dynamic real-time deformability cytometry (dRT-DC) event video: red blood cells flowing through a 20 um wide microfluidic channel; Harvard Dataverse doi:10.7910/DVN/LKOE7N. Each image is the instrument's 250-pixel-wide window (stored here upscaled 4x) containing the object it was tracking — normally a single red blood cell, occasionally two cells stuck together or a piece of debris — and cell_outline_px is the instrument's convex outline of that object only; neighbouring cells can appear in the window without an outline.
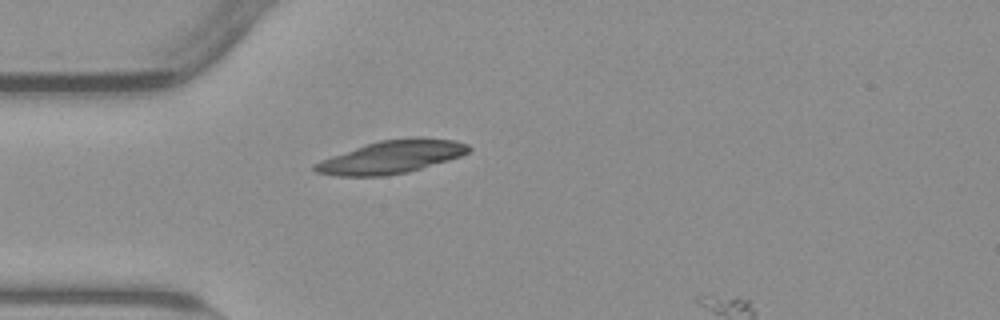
{"species": "common noctule bat (a hibernating species)", "species_latin": "Nyctalus noctula", "temperature_condition": "warm", "stored_images_in_passage": 35, "camera_frame_rate_fps": 3000, "um_per_image_px": 0.085, "animal": {"sex": "male", "body_mass_g": 23.1, "forearm_length_mm": 52.7}, "frame": {"image": 1, "passage_image": 1, "time_ms": 0.0, "image_size_px": [1000, 320], "cell_outline_px": [[472, 148], [468, 152], [460, 156], [448, 160], [408, 172], [384, 176], [336, 176], [316, 172], [312, 168], [312, 164], [320, 160], [364, 144], [380, 140], [412, 136], [420, 136], [456, 140], [468, 144]], "centroid_in_image_um": [33.27, 13.32], "position_along_channel_um": 51.7, "area_um2": 29.88}}